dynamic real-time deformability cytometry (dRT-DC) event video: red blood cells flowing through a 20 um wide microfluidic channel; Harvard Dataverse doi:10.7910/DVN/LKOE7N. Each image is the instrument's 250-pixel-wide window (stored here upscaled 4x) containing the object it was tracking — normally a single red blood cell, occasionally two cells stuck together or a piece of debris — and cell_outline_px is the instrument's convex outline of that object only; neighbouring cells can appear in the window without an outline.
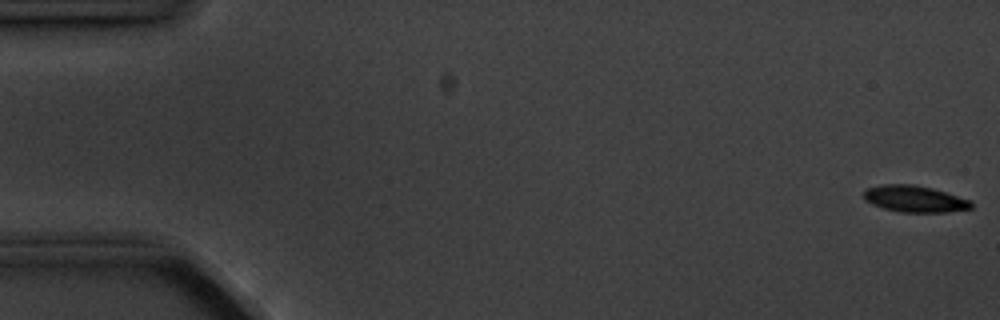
{"species": "common noctule bat (a hibernating species)", "species_latin": "Nyctalus noctula", "temperature_condition": "cold", "stored_images_in_passage": 5, "camera_frame_rate_fps": 3000, "um_per_image_px": 0.085, "animal": {"sex": "male", "body_mass_g": 20.1, "forearm_length_mm": 53.5}, "frame": {"image": 1, "passage_image": 1, "time_ms": 0.0, "image_size_px": [1000, 320], "cell_outline_px": [[972, 208], [944, 212], [900, 212], [884, 208], [872, 204], [864, 200], [864, 192], [868, 188], [880, 184], [912, 184], [932, 188], [972, 200]], "centroid_in_image_um": [77.74, 16.9], "position_along_channel_um": 7.3, "area_um2": 16.59}}